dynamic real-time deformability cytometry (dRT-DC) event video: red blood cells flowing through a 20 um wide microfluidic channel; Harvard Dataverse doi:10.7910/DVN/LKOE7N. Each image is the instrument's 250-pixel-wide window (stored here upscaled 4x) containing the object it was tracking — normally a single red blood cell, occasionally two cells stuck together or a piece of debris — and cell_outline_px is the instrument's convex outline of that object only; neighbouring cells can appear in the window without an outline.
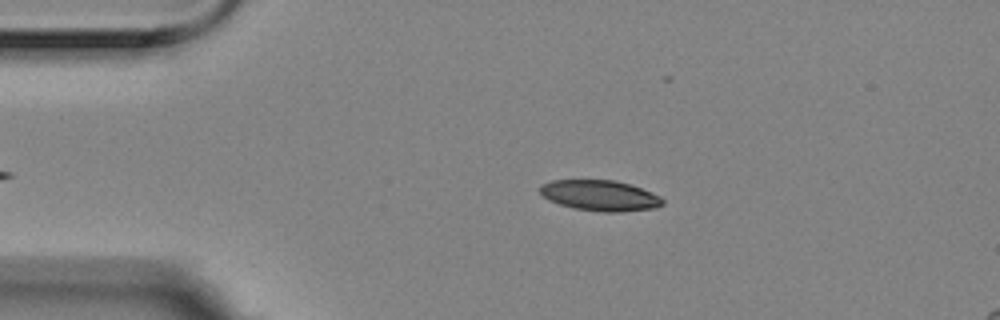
{"species": "Egyptian fruit bat (a non-hibernating species)", "species_latin": "Rousettus aegyptiacus", "temperature_condition": "room temperature", "stored_images_in_passage": 4, "segment_of_instrument_passage": [1, 2], "camera_frame_rate_fps": 3000, "um_per_image_px": 0.085, "animal": {"sex": "female"}, "frame": {"image": 1, "passage_image": 2, "time_ms": 0.333, "image_size_px": [1000, 320], "cell_outline_px": [[664, 204], [656, 208], [620, 212], [604, 212], [572, 208], [548, 200], [540, 192], [540, 184], [552, 180], [616, 180], [652, 192], [660, 196], [664, 200]], "centroid_in_image_um": [51.01, 16.62], "position_along_channel_um": 34.0, "area_um2": 21.96}}